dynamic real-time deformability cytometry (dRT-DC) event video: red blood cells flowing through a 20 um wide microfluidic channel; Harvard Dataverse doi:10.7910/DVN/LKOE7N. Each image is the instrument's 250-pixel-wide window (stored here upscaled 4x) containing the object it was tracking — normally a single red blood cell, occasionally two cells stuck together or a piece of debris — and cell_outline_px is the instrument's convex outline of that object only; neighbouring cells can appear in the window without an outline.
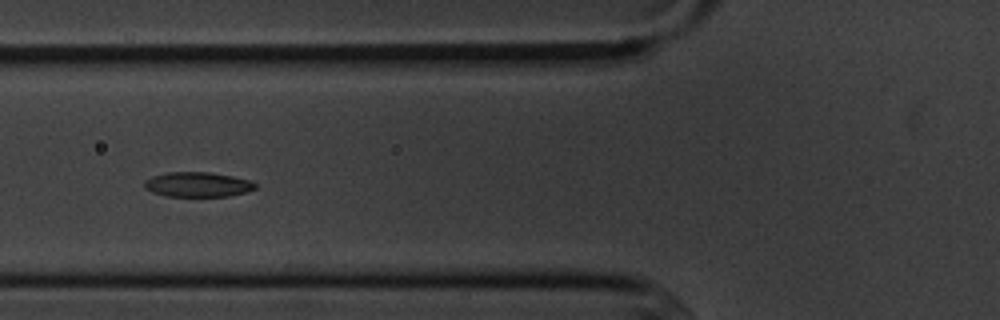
{"species": "common noctule bat (a hibernating species)", "species_latin": "Nyctalus noctula", "temperature_condition": "cold", "stored_images_in_passage": 10, "camera_frame_rate_fps": 3000, "um_per_image_px": 0.085, "animal": {"sex": "male", "body_mass_g": 20.1, "forearm_length_mm": 53.5}, "frame": {"image": 1, "passage_image": 6, "time_ms": 6.0, "image_size_px": [1000, 320], "cell_outline_px": [[256, 188], [244, 192], [228, 196], [168, 196], [152, 192], [144, 188], [144, 180], [152, 176], [168, 172], [208, 172], [232, 176], [252, 180], [256, 184]], "centroid_in_image_um": [16.78, 15.67], "position_along_channel_um": 109.0, "area_um2": 16.01}}
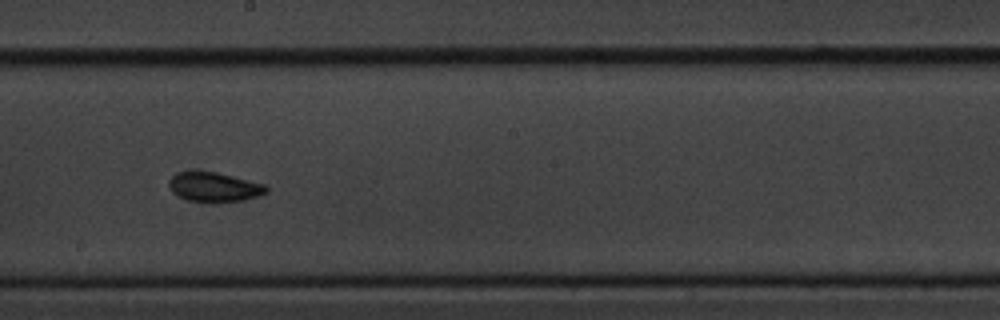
{"frame": {"image": 2, "passage_image": 9, "time_ms": 9.333, "image_size_px": [1000, 320], "cell_outline_px": [[268, 192], [244, 200], [216, 204], [212, 204], [188, 200], [172, 192], [168, 184], [168, 180], [176, 172], [216, 172], [264, 184], [268, 188]], "centroid_in_image_um": [18.19, 15.93], "position_along_channel_um": 230.0, "area_um2": 16.88}}
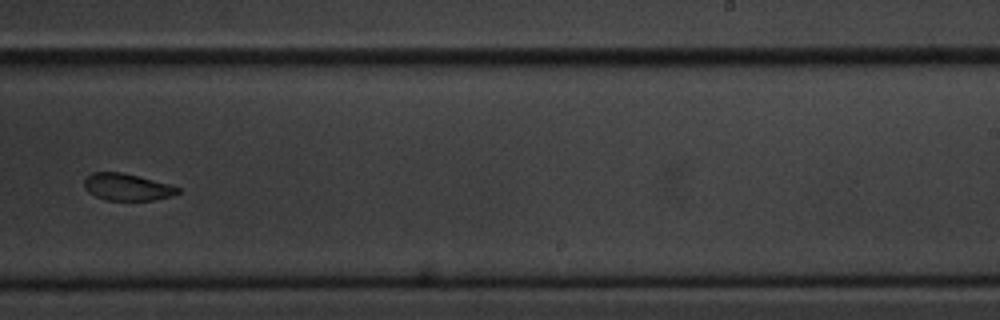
{"frame": {"image": 3, "passage_image": 10, "time_ms": 10.667, "image_size_px": [1000, 320], "cell_outline_px": [[180, 192], [172, 196], [152, 200], [104, 200], [88, 192], [84, 188], [84, 180], [92, 172], [120, 172], [168, 184], [180, 188]], "centroid_in_image_um": [10.77, 15.91], "position_along_channel_um": 278.2, "area_um2": 14.51}}